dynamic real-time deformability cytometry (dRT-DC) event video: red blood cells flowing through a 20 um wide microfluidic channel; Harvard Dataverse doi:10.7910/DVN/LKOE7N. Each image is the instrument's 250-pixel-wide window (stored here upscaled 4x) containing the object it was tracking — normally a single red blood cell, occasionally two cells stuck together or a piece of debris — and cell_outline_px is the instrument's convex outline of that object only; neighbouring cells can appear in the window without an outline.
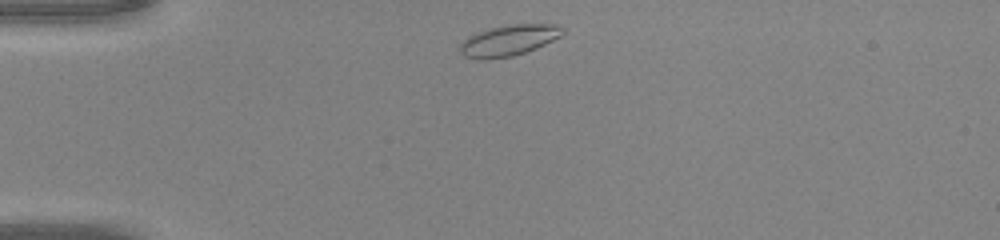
{"species": "common noctule bat (a hibernating species)", "species_latin": "Nyctalus noctula", "temperature_condition": "warm", "stored_images_in_passage": 32, "camera_frame_rate_fps": 3000, "um_per_image_px": 0.085, "animal": {"sex": "male", "body_mass_g": 20.0, "forearm_length_mm": 53.3}, "frame": {"image": 1, "passage_image": 1, "time_ms": 0.0, "image_size_px": [1000, 240], "cell_outline_px": [[564, 32], [560, 36], [536, 48], [512, 56], [488, 60], [476, 60], [464, 56], [460, 52], [460, 44], [468, 36], [476, 32], [488, 28], [512, 24], [556, 24], [564, 28]], "centroid_in_image_um": [43.2, 3.44], "position_along_channel_um": 41.8, "area_um2": 18.61}}
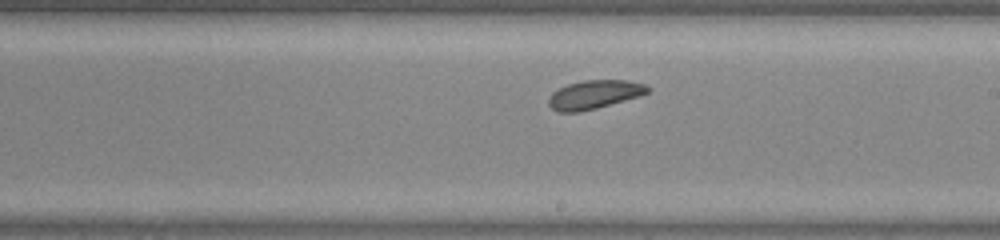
{"frame": {"image": 2, "passage_image": 17, "time_ms": 5.333, "image_size_px": [1000, 240], "cell_outline_px": [[652, 88], [648, 92], [640, 96], [596, 108], [580, 112], [556, 112], [548, 104], [548, 96], [552, 92], [568, 84], [584, 80], [628, 80], [644, 84]], "centroid_in_image_um": [50.51, 8.04], "position_along_channel_um": 238.5, "area_um2": 16.59}}
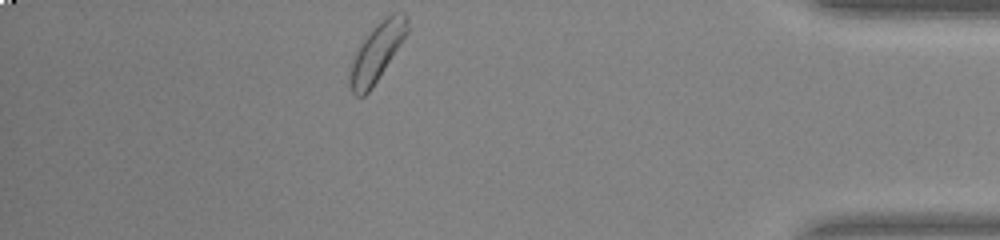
{"frame": {"image": 3, "passage_image": 31, "time_ms": 10.0, "image_size_px": [1000, 240], "cell_outline_px": [[408, 32], [372, 88], [364, 96], [356, 96], [348, 88], [348, 76], [352, 60], [364, 36], [380, 20], [392, 12], [404, 12], [408, 16]], "centroid_in_image_um": [32.01, 4.43], "position_along_channel_um": 403.2, "area_um2": 19.59}}